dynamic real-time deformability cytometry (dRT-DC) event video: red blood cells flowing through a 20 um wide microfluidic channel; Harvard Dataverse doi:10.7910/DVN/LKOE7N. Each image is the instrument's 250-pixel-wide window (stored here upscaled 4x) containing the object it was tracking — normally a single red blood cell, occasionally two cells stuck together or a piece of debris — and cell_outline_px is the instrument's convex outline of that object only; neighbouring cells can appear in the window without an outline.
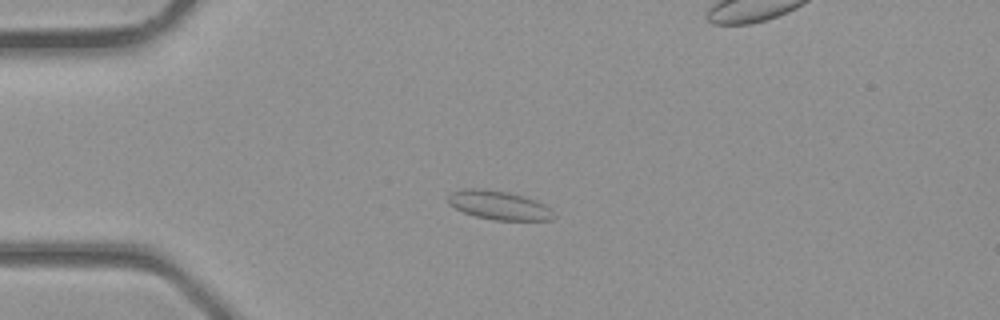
{"species": "common noctule bat (a hibernating species)", "species_latin": "Nyctalus noctula", "temperature_condition": "room temperature", "stored_images_in_passage": 35, "camera_frame_rate_fps": 3000, "um_per_image_px": 0.085, "animal": {"sex": "male", "body_mass_g": 23.1, "forearm_length_mm": 52.7}, "frame": {"image": 1, "passage_image": 6, "time_ms": 1.667, "image_size_px": [1000, 320], "cell_outline_px": [[556, 216], [552, 220], [496, 220], [476, 216], [464, 212], [448, 204], [448, 196], [452, 192], [464, 188], [476, 188], [508, 192], [524, 196], [536, 200], [552, 208]], "centroid_in_image_um": [42.45, 17.44], "position_along_channel_um": 42.6, "area_um2": 17.8}}
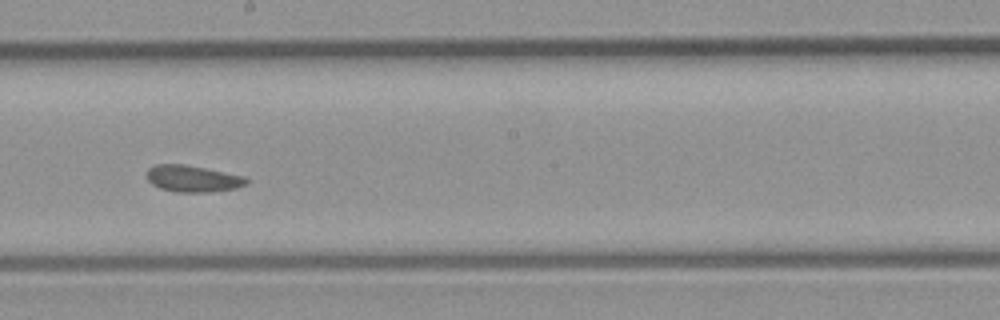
{"frame": {"image": 2, "passage_image": 18, "time_ms": 5.667, "image_size_px": [1000, 320], "cell_outline_px": [[248, 184], [236, 188], [212, 192], [176, 192], [160, 188], [152, 184], [148, 180], [148, 168], [156, 164], [184, 164], [244, 176], [248, 180]], "centroid_in_image_um": [16.39, 15.19], "position_along_channel_um": 231.8, "area_um2": 15.37}}
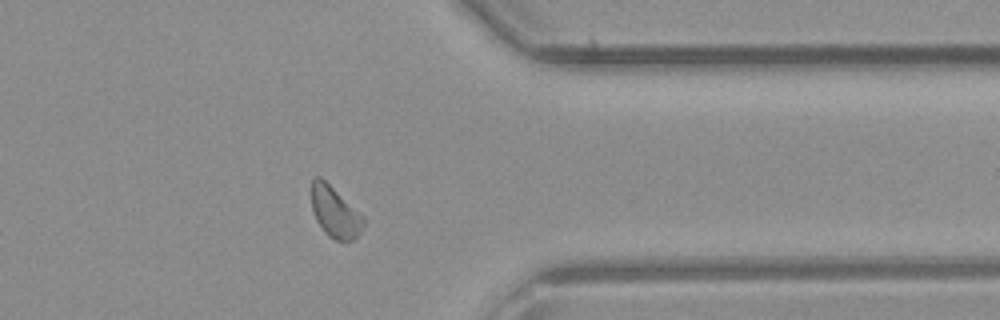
{"frame": {"image": 3, "passage_image": 27, "time_ms": 8.667, "image_size_px": [1000, 320], "cell_outline_px": [[364, 224], [360, 232], [352, 240], [336, 240], [328, 236], [324, 232], [316, 220], [312, 212], [312, 180], [316, 176], [320, 176], [364, 216]], "centroid_in_image_um": [28.46, 18.03], "position_along_channel_um": 382.9, "area_um2": 15.26}}